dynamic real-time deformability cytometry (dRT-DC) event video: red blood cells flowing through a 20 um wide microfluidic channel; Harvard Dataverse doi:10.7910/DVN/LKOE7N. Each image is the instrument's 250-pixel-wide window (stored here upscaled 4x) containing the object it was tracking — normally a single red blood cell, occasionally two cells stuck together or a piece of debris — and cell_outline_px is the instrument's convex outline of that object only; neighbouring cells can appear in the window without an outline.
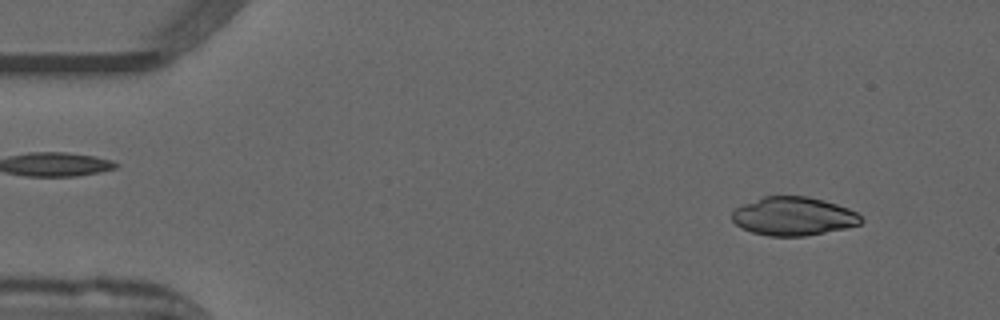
{"species": "common noctule bat (a hibernating species)", "species_latin": "Nyctalus noctula", "temperature_condition": "warm", "stored_images_in_passage": 50, "camera_frame_rate_fps": 3000, "um_per_image_px": 0.085, "animal": {"sex": "male", "forearm_length_mm": 52.5}, "frame": {"image": 1, "passage_image": 4, "time_ms": 1.0, "image_size_px": [1000, 320], "cell_outline_px": [[864, 220], [860, 224], [844, 228], [804, 236], [768, 236], [752, 232], [740, 228], [732, 220], [732, 212], [736, 208], [744, 204], [764, 196], [808, 196], [824, 200], [848, 208], [856, 212]], "centroid_in_image_um": [67.43, 18.38], "position_along_channel_um": 17.6, "area_um2": 28.84}}